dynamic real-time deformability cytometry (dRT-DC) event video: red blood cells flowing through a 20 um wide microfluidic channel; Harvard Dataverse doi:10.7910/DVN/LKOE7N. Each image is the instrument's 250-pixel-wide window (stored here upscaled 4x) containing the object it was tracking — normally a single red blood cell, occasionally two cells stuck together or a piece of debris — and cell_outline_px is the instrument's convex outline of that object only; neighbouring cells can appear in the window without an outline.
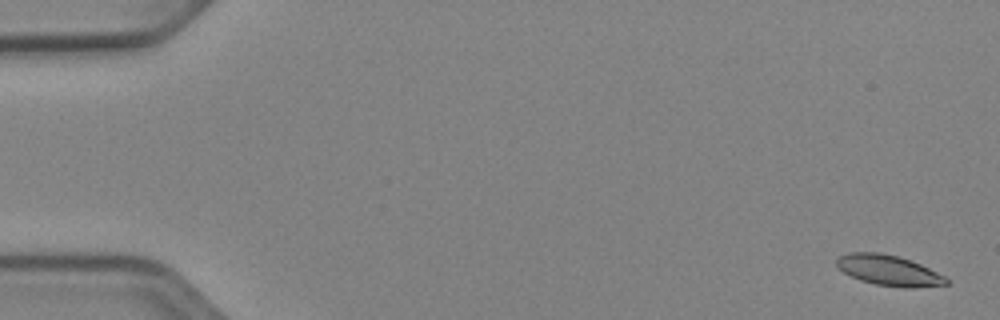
{"species": "Egyptian fruit bat (a non-hibernating species)", "species_latin": "Rousettus aegyptiacus", "temperature_condition": "cold", "stored_images_in_passage": 53, "camera_frame_rate_fps": 3000, "um_per_image_px": 0.085, "animal": {"sex": "female"}, "frame": {"image": 1, "passage_image": 2, "time_ms": 0.333, "image_size_px": [1000, 320], "cell_outline_px": [[948, 284], [916, 288], [904, 288], [876, 284], [860, 280], [844, 272], [836, 264], [836, 260], [840, 256], [848, 252], [880, 252], [896, 256], [920, 264], [944, 276], [948, 280]], "centroid_in_image_um": [75.54, 22.98], "position_along_channel_um": 9.5, "area_um2": 19.25}}
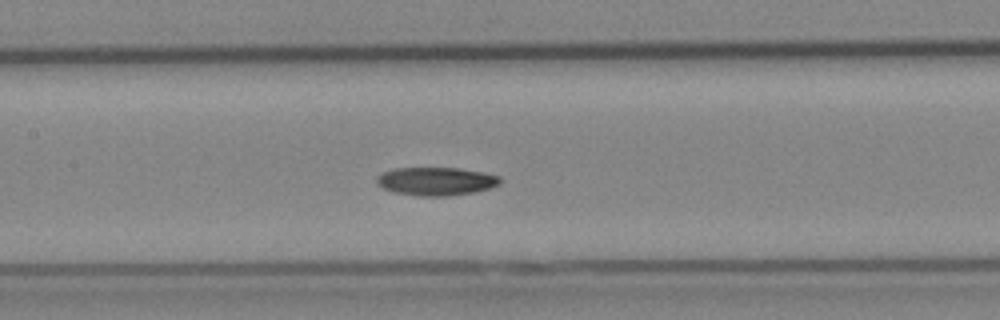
{"frame": {"image": 2, "passage_image": 26, "time_ms": 8.333, "image_size_px": [1000, 320], "cell_outline_px": [[500, 184], [492, 188], [476, 192], [448, 196], [420, 196], [396, 192], [384, 188], [376, 180], [376, 176], [380, 172], [392, 168], [460, 168], [484, 172], [500, 176]], "centroid_in_image_um": [37.1, 15.4], "position_along_channel_um": 170.3, "area_um2": 20.46}}
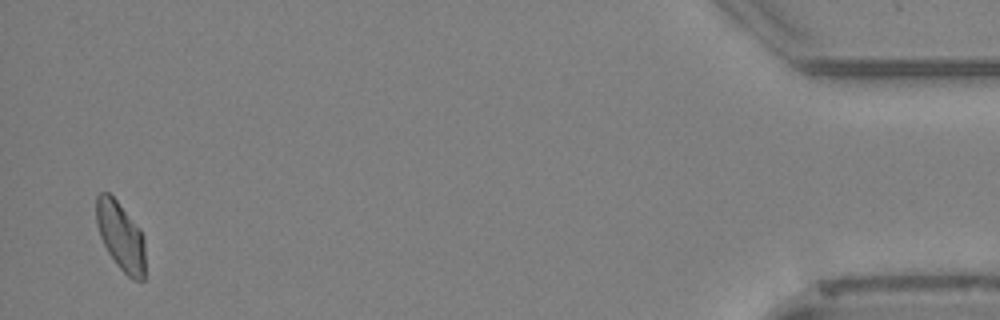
{"frame": {"image": 3, "passage_image": 52, "time_ms": 17.0, "image_size_px": [1000, 320], "cell_outline_px": [[144, 280], [132, 280], [116, 264], [108, 252], [100, 236], [96, 220], [96, 196], [100, 192], [108, 192], [116, 200], [140, 228], [144, 240]], "centroid_in_image_um": [10.25, 20.07], "position_along_channel_um": 424.9, "area_um2": 19.42}, "authors_computed_cell_mechanics": {"area_um2": 19.8832, "velocity_mm_per_s": 3.8826, "shape_relaxation_time_tau1_ms": 8.2582, "shape_relaxation_time_tau2_ms": null, "deformation_change_tau1": 0.1589, "deformation_change_tau2": null}}